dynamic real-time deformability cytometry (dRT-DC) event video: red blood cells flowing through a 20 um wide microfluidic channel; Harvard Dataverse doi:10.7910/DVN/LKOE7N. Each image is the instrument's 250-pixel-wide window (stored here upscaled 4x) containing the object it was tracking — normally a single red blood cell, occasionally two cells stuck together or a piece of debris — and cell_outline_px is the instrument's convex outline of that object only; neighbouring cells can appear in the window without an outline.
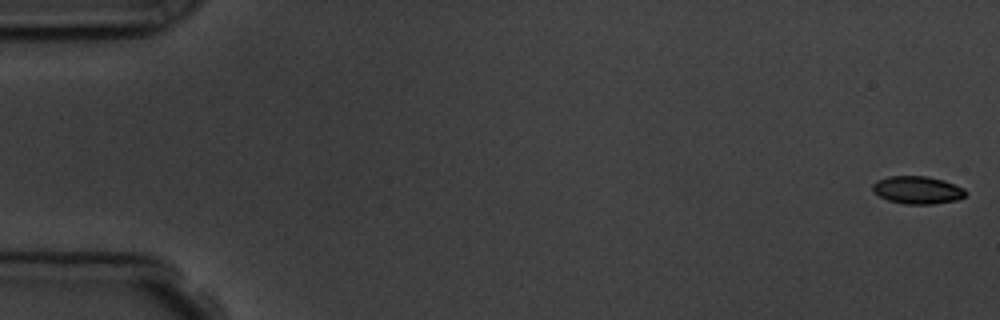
{"species": "common noctule bat (a hibernating species)", "species_latin": "Nyctalus noctula", "temperature_condition": "room temperature", "stored_images_in_passage": 4, "camera_frame_rate_fps": 3000, "um_per_image_px": 0.085, "animal": {"sex": "male", "body_mass_g": 19.5, "forearm_length_mm": 54.6}, "frame": {"image": 1, "passage_image": 1, "time_ms": 0.0, "image_size_px": [1000, 320], "cell_outline_px": [[968, 192], [964, 196], [956, 200], [932, 204], [904, 204], [888, 200], [880, 196], [872, 188], [872, 184], [876, 180], [888, 176], [928, 176], [944, 180], [964, 188]], "centroid_in_image_um": [77.99, 16.14], "position_along_channel_um": 7.0, "area_um2": 15.03}}